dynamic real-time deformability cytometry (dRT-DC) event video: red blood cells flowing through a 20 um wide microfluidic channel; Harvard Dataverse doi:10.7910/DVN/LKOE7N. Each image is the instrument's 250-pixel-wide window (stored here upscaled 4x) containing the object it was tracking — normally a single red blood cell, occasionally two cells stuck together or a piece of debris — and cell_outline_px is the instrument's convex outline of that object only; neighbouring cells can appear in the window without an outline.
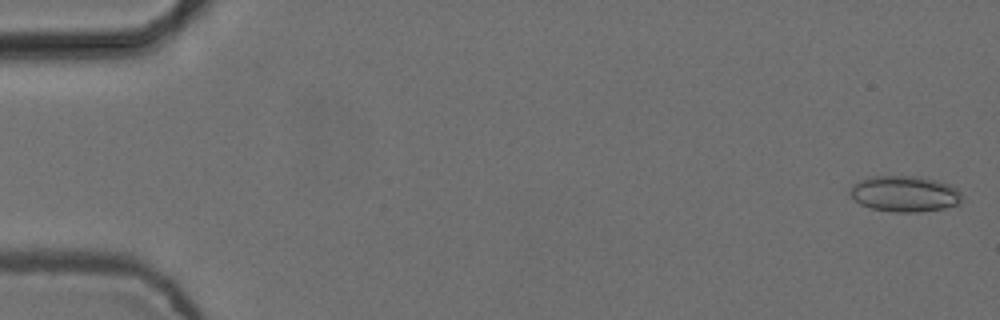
{"species": "common noctule bat (a hibernating species)", "species_latin": "Nyctalus noctula", "temperature_condition": "cold", "stored_images_in_passage": 5, "camera_frame_rate_fps": 3000, "um_per_image_px": 0.085, "animal": {"sex": "female", "body_mass_g": 24.6, "forearm_length_mm": 56.2}, "frame": {"image": 1, "passage_image": 1, "time_ms": 0.0, "image_size_px": [1000, 320], "cell_outline_px": [[964, 200], [956, 204], [944, 208], [916, 212], [896, 212], [872, 208], [860, 204], [848, 192], [852, 184], [868, 176], [920, 176], [936, 180], [948, 184], [956, 188], [964, 196]], "centroid_in_image_um": [76.9, 16.46], "position_along_channel_um": 8.1, "area_um2": 23.52}}